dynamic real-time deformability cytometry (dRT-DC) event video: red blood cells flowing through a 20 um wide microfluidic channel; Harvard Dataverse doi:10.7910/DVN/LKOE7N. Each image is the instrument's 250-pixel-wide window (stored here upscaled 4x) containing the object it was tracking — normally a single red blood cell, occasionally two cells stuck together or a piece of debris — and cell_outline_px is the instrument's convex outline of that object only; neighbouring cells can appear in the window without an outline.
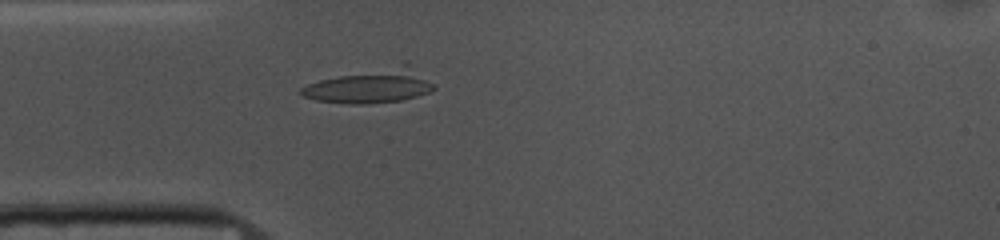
{"species": "common noctule bat (a hibernating species)", "species_latin": "Nyctalus noctula", "temperature_condition": "cold", "stored_images_in_passage": 41, "camera_frame_rate_fps": 3000, "um_per_image_px": 0.085, "animal": {"sex": "female", "body_mass_g": 10.0, "forearm_length_mm": 53.1}, "frame": {"image": 1, "passage_image": 2, "time_ms": 0.333, "image_size_px": [1000, 240], "cell_outline_px": [[436, 88], [428, 92], [416, 96], [400, 100], [368, 104], [348, 104], [316, 100], [304, 96], [300, 92], [300, 88], [308, 84], [320, 80], [404, 60], [408, 60], [436, 84]], "centroid_in_image_um": [31.62, 7.24], "position_along_channel_um": 53.4, "area_um2": 27.22}}
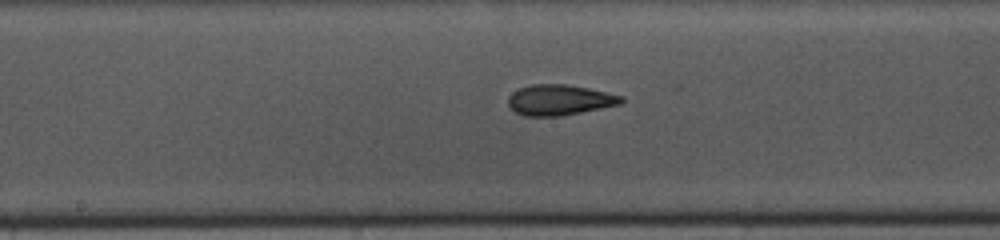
{"frame": {"image": 2, "passage_image": 14, "time_ms": 4.333, "image_size_px": [1000, 240], "cell_outline_px": [[624, 100], [620, 104], [560, 116], [524, 116], [516, 112], [508, 104], [508, 96], [512, 92], [520, 88], [532, 84], [564, 84], [588, 88], [624, 96]], "centroid_in_image_um": [47.54, 8.49], "position_along_channel_um": 200.7, "area_um2": 20.0}}
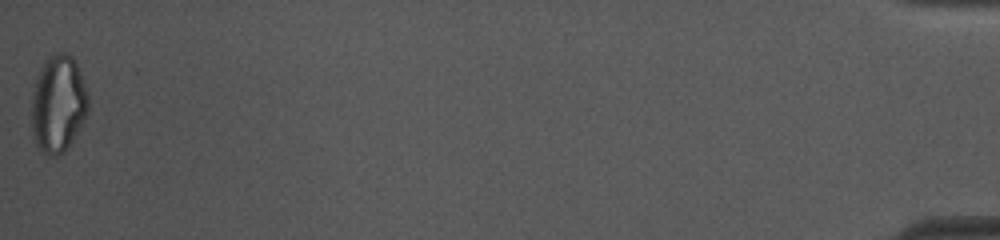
{"frame": {"image": 3, "passage_image": 41, "time_ms": 13.333, "image_size_px": [1000, 240], "cell_outline_px": [[88, 112], [72, 140], [64, 152], [56, 156], [52, 156], [40, 152], [32, 136], [32, 92], [40, 68], [44, 60], [48, 56], [60, 52], [68, 52], [72, 56], [84, 80], [88, 96]], "centroid_in_image_um": [4.93, 8.82], "position_along_channel_um": 430.3, "area_um2": 32.25}, "authors_computed_cell_mechanics": {"area_um2": 20.6924, "velocity_mm_per_s": 3.7245, "shape_relaxation_time_tau1_ms": null, "shape_relaxation_time_tau2_ms": 1.797, "deformation_change_tau1": null, "deformation_change_tau2": 0.0712}}